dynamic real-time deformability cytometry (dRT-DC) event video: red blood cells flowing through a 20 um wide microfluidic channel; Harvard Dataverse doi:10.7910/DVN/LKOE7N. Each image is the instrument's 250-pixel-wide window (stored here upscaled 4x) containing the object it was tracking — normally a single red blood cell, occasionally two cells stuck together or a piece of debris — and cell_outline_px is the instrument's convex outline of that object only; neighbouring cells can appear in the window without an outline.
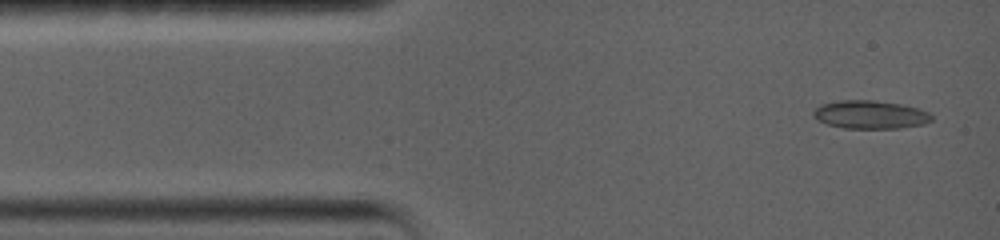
{"species": "common noctule bat (a hibernating species)", "species_latin": "Nyctalus noctula", "temperature_condition": "warm", "stored_images_in_passage": 28, "camera_frame_rate_fps": 5000, "um_per_image_px": 0.085, "animal": {"sex": "female", "body_mass_g": 19.0, "forearm_length_mm": 56.7}, "frame": {"image": 1, "passage_image": 1, "time_ms": 0.0, "image_size_px": [1000, 240], "cell_outline_px": [[932, 120], [924, 124], [900, 128], [844, 128], [828, 124], [816, 120], [812, 112], [820, 104], [840, 100], [872, 100], [900, 104], [920, 108], [928, 112], [932, 116]], "centroid_in_image_um": [73.97, 9.74], "position_along_channel_um": 11.0, "area_um2": 19.48}}
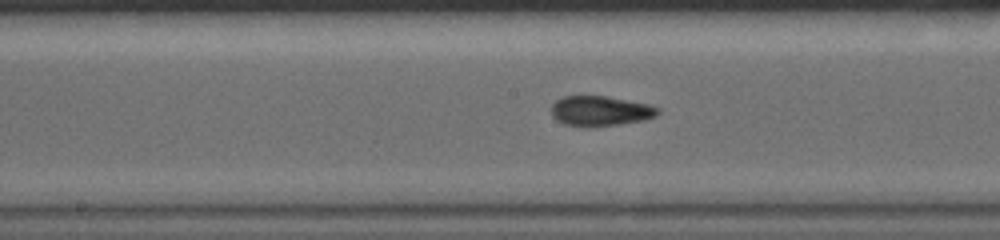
{"frame": {"image": 2, "passage_image": 16, "time_ms": 6.8, "image_size_px": [1000, 240], "cell_outline_px": [[660, 112], [656, 116], [644, 120], [620, 124], [588, 128], [584, 128], [564, 124], [556, 120], [552, 116], [552, 104], [556, 100], [564, 96], [608, 96], [648, 104], [660, 108]], "centroid_in_image_um": [51.02, 9.45], "position_along_channel_um": 197.2, "area_um2": 18.96}}
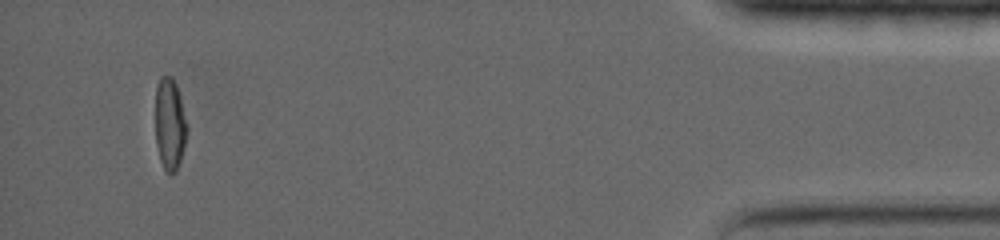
{"frame": {"image": 3, "passage_image": 27, "time_ms": 15.4, "image_size_px": [1000, 240], "cell_outline_px": [[188, 132], [184, 148], [176, 172], [172, 176], [164, 168], [160, 160], [156, 144], [156, 84], [160, 76], [172, 76], [176, 84], [180, 96], [188, 128]], "centroid_in_image_um": [14.44, 10.55], "position_along_channel_um": 420.8, "area_um2": 17.11}, "authors_computed_cell_mechanics": {"area_um2": 18.207, "velocity_mm_per_s": 3.6414, "shape_relaxation_time_tau1_ms": null, "shape_relaxation_time_tau2_ms": 2.535, "deformation_change_tau1": null, "deformation_change_tau2": 0.0659}}